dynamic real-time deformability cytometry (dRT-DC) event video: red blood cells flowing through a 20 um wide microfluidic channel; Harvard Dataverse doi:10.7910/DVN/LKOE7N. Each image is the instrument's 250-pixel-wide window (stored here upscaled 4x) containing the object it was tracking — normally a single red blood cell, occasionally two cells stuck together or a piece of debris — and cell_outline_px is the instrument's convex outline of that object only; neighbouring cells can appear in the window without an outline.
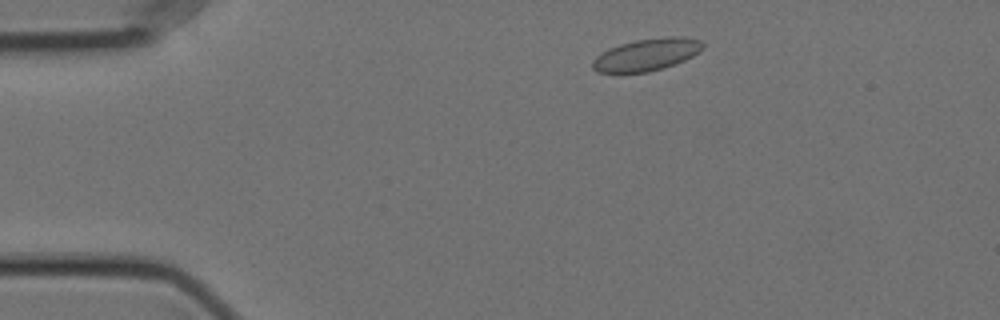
{"species": "Egyptian fruit bat (a non-hibernating species)", "species_latin": "Rousettus aegyptiacus", "temperature_condition": "cold", "stored_images_in_passage": 51, "camera_frame_rate_fps": 3000, "um_per_image_px": 0.085, "animal": {"sex": "female"}, "frame": {"image": 1, "passage_image": 5, "time_ms": 1.333, "image_size_px": [1000, 320], "cell_outline_px": [[704, 48], [700, 52], [684, 60], [664, 68], [648, 72], [620, 76], [616, 76], [596, 72], [592, 68], [592, 60], [596, 56], [608, 48], [620, 44], [636, 40], [664, 36], [684, 36], [700, 40], [704, 44]], "centroid_in_image_um": [54.9, 4.69], "position_along_channel_um": 30.1, "area_um2": 21.62}}
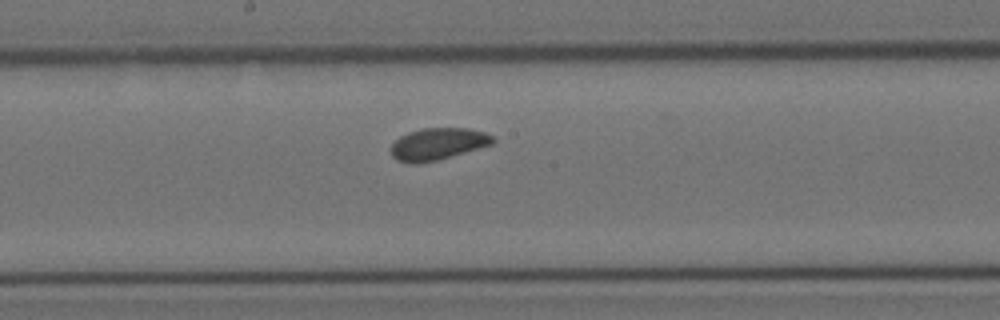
{"frame": {"image": 2, "passage_image": 25, "time_ms": 8.0, "image_size_px": [1000, 320], "cell_outline_px": [[496, 140], [492, 144], [436, 160], [420, 164], [412, 164], [396, 160], [392, 156], [392, 144], [400, 136], [408, 132], [424, 128], [468, 128], [484, 132], [492, 136]], "centroid_in_image_um": [37.19, 12.23], "position_along_channel_um": 211.0, "area_um2": 18.79}}
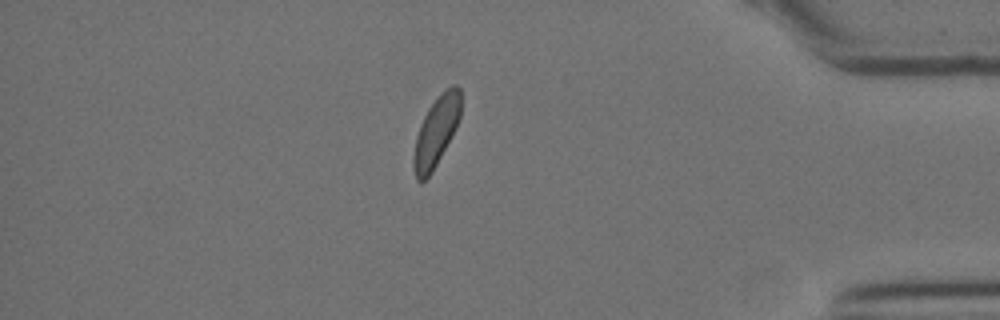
{"frame": {"image": 3, "passage_image": 44, "time_ms": 14.333, "image_size_px": [1000, 320], "cell_outline_px": [[460, 116], [456, 128], [432, 172], [420, 184], [416, 180], [412, 168], [412, 156], [416, 136], [420, 124], [428, 108], [452, 84], [456, 84], [460, 88]], "centroid_in_image_um": [37.04, 11.25], "position_along_channel_um": 398.2, "area_um2": 19.02}, "authors_computed_cell_mechanics": {"area_um2": 19.4208, "velocity_mm_per_s": 3.5049, "shape_relaxation_time_tau1_ms": 2.5704, "shape_relaxation_time_tau2_ms": null, "deformation_change_tau1": 0.0533, "deformation_change_tau2": null}}